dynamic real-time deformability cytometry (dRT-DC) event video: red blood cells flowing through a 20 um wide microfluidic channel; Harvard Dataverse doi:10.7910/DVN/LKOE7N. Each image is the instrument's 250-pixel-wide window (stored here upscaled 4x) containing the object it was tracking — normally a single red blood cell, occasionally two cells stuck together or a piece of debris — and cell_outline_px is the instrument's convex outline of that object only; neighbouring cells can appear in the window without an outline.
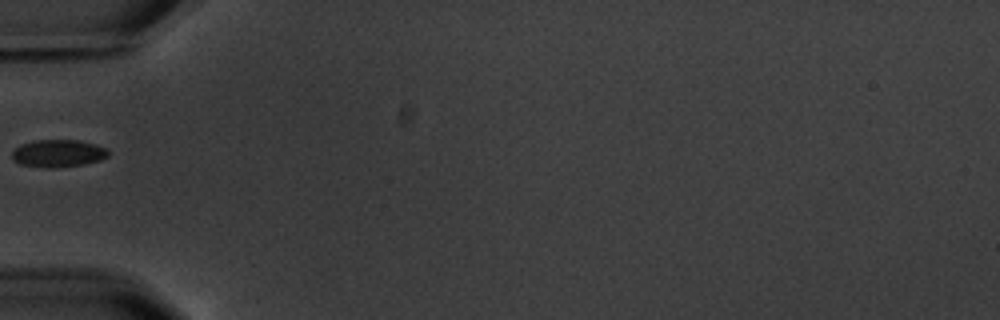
{"species": "common noctule bat (a hibernating species)", "species_latin": "Nyctalus noctula", "temperature_condition": "warm", "stored_images_in_passage": 1, "camera_frame_rate_fps": 3000, "um_per_image_px": 0.085, "animal": {"sex": "male", "body_mass_g": 20.1, "forearm_length_mm": 53.5}, "frame": {"image": 1, "passage_image": 1, "time_ms": 0.0, "image_size_px": [1000, 320], "cell_outline_px": [[108, 156], [100, 160], [84, 164], [52, 168], [20, 164], [12, 160], [12, 152], [20, 144], [32, 140], [80, 140], [96, 144], [108, 148]], "centroid_in_image_um": [4.95, 13.02], "position_along_channel_um": 80.1, "area_um2": 15.49}}